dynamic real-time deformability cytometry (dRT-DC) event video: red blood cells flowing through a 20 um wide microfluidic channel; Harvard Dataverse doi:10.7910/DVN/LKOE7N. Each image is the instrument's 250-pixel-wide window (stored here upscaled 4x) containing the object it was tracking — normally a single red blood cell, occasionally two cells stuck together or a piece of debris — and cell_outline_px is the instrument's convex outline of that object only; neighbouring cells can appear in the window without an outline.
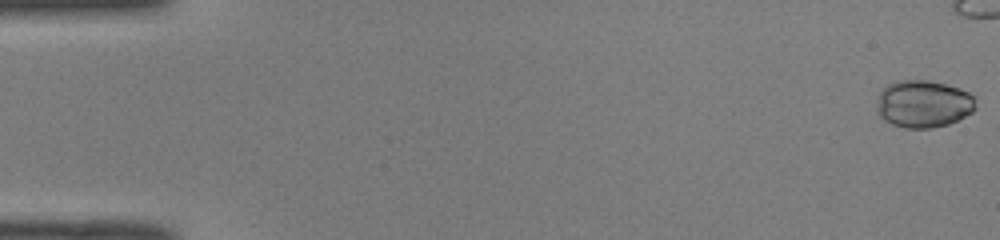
{"species": "common noctule bat (a hibernating species)", "species_latin": "Nyctalus noctula", "temperature_condition": "room temperature", "stored_images_in_passage": 7, "camera_frame_rate_fps": 3000, "um_per_image_px": 0.085, "animal": {"sex": "male", "body_mass_g": 19.0, "forearm_length_mm": 50.8}, "frame": {"image": 1, "passage_image": 1, "time_ms": 0.0, "image_size_px": [1000, 240], "cell_outline_px": [[976, 108], [972, 112], [948, 124], [932, 128], [904, 128], [892, 124], [884, 120], [876, 112], [876, 108], [880, 92], [888, 84], [900, 80], [928, 80], [944, 84], [968, 92], [972, 96]], "centroid_in_image_um": [78.45, 8.84], "position_along_channel_um": 6.6, "area_um2": 27.11}}